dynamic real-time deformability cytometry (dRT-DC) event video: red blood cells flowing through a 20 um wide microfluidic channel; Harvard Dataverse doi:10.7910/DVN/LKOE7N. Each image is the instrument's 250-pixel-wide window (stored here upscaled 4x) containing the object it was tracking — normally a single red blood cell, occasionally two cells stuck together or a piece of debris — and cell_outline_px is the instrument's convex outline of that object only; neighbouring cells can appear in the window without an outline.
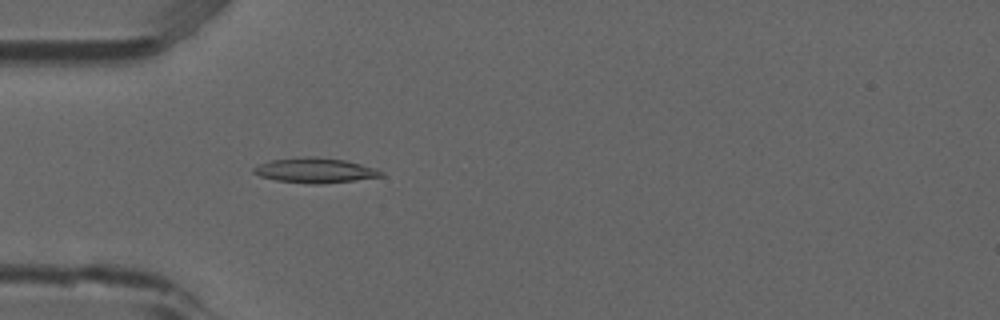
{"species": "common noctule bat (a hibernating species)", "species_latin": "Nyctalus noctula", "temperature_condition": "room temperature", "stored_images_in_passage": 1, "camera_frame_rate_fps": 3000, "um_per_image_px": 0.085, "animal": {"sex": "male", "forearm_length_mm": 52.5}, "frame": {"image": 1, "passage_image": 1, "time_ms": 0.0, "image_size_px": [1000, 320], "cell_outline_px": [[384, 176], [356, 180], [320, 184], [308, 184], [276, 180], [260, 176], [252, 172], [252, 168], [260, 164], [272, 160], [304, 156], [316, 156], [344, 160], [376, 168], [384, 172]], "centroid_in_image_um": [26.79, 14.48], "position_along_channel_um": 58.2, "area_um2": 18.61}}